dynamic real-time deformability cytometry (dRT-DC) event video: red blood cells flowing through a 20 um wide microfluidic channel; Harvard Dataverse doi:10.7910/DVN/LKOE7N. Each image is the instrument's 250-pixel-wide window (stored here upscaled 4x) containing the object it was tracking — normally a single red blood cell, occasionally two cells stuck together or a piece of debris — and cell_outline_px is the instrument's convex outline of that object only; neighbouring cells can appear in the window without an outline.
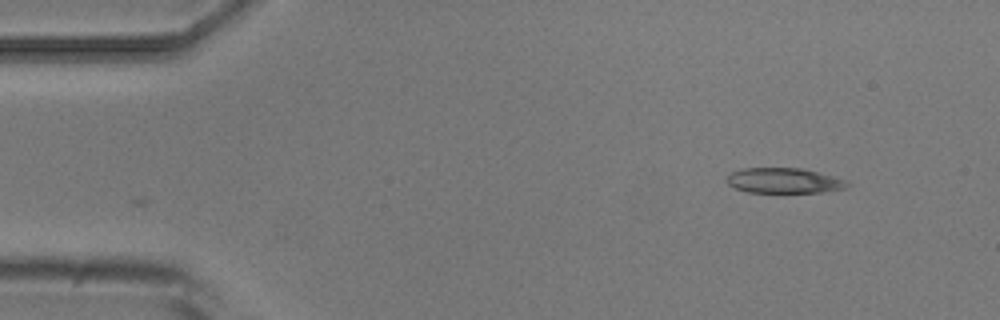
{"species": "common noctule bat (a hibernating species)", "species_latin": "Nyctalus noctula", "temperature_condition": "room temperature", "stored_images_in_passage": 3, "camera_frame_rate_fps": 3000, "um_per_image_px": 0.085, "animal": {"sex": "male", "body_mass_g": 20.5, "forearm_length_mm": 52.5}, "frame": {"image": 1, "passage_image": 3, "time_ms": 2.333, "image_size_px": [1000, 320], "cell_outline_px": [[852, 184], [848, 188], [820, 192], [748, 192], [736, 188], [728, 184], [728, 176], [732, 172], [744, 168], [804, 168], [848, 180]], "centroid_in_image_um": [66.73, 15.35], "position_along_channel_um": 18.3, "area_um2": 17.74}}